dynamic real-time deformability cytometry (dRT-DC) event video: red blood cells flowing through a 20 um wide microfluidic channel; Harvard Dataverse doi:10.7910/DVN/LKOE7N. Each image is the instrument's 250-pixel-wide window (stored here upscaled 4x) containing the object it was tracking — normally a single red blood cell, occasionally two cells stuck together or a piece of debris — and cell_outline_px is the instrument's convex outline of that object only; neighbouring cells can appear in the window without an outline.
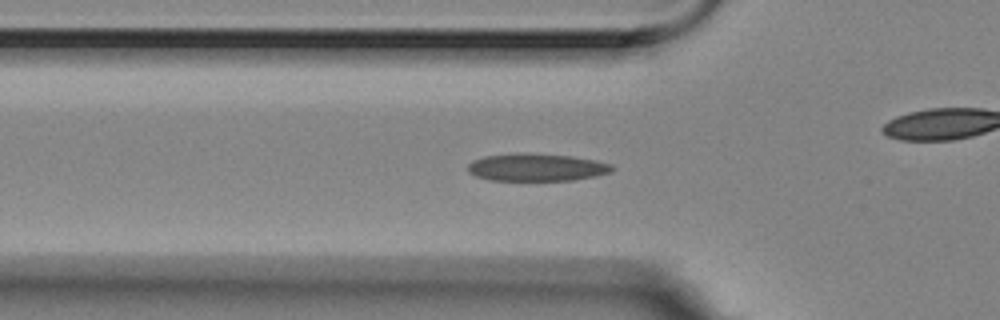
{"species": "Egyptian fruit bat (a non-hibernating species)", "species_latin": "Rousettus aegyptiacus", "temperature_condition": "room temperature", "stored_images_in_passage": 57, "camera_frame_rate_fps": 3000, "um_per_image_px": 0.085, "animal": {"sex": "female"}, "frame": {"image": 1, "passage_image": 18, "time_ms": 5.667, "image_size_px": [1000, 320], "cell_outline_px": [[616, 168], [612, 172], [596, 176], [572, 180], [488, 180], [476, 176], [468, 172], [468, 164], [472, 160], [484, 156], [516, 152], [524, 152], [572, 156], [596, 160], [612, 164]], "centroid_in_image_um": [45.62, 14.21], "position_along_channel_um": 80.2, "area_um2": 23.52}}
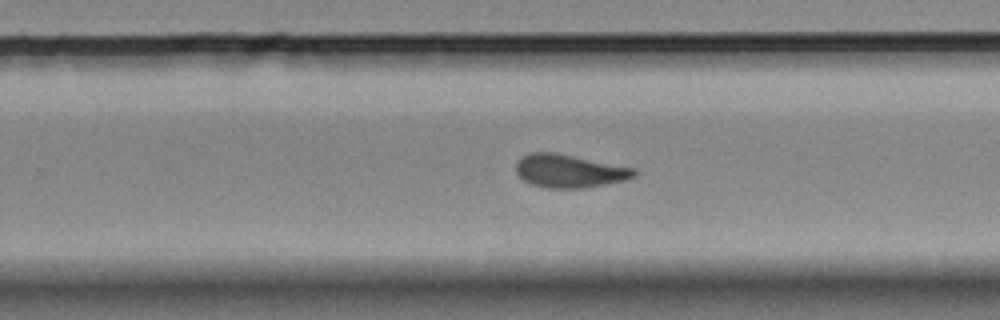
{"frame": {"image": 2, "passage_image": 35, "time_ms": 11.333, "image_size_px": [1000, 320], "cell_outline_px": [[636, 176], [624, 180], [604, 184], [580, 188], [544, 188], [532, 184], [524, 180], [516, 172], [516, 164], [528, 152], [556, 152], [636, 168]], "centroid_in_image_um": [48.4, 14.52], "position_along_channel_um": 281.4, "area_um2": 22.77}}
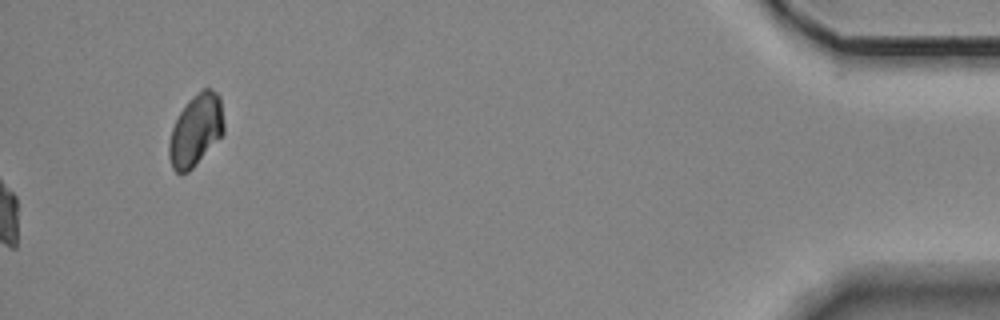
{"frame": {"image": 3, "passage_image": 57, "time_ms": 18.667, "image_size_px": [1000, 320], "cell_outline_px": [[224, 132], [196, 164], [188, 172], [180, 176], [172, 168], [168, 156], [168, 144], [172, 128], [180, 112], [192, 96], [196, 92], [204, 88], [208, 88], [216, 92], [220, 96], [224, 124]], "centroid_in_image_um": [16.62, 11.08], "position_along_channel_um": 418.6, "area_um2": 22.89}, "authors_computed_cell_mechanics": {"area_um2": 22.3108, "velocity_mm_per_s": 3.5443, "shape_relaxation_time_tau1_ms": null, "shape_relaxation_time_tau2_ms": 2.8407, "deformation_change_tau1": null, "deformation_change_tau2": 0.0866}}